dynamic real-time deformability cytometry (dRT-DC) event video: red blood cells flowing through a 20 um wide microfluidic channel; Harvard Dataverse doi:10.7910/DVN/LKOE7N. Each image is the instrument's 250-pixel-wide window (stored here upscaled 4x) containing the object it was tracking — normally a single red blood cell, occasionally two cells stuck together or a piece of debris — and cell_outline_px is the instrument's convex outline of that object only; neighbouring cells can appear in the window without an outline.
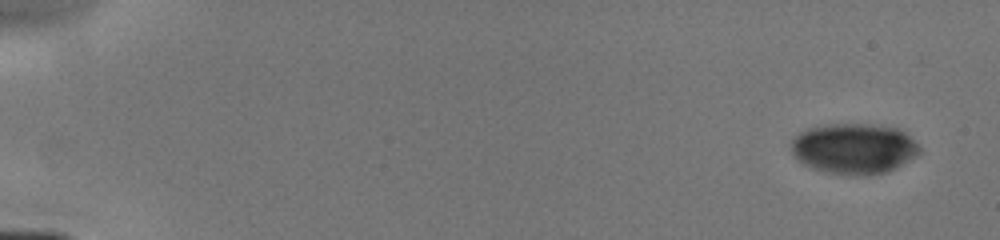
{"species": "human", "species_latin": "Homo sapiens", "temperature_condition": "cold", "stored_images_in_passage": 5, "camera_frame_rate_fps": 3000, "um_per_image_px": 0.085, "donor": {"sex": "male"}, "frame": {"image": 1, "passage_image": 1, "time_ms": 0.0, "image_size_px": [1000, 240], "cell_outline_px": [[920, 152], [896, 168], [888, 172], [864, 176], [852, 176], [824, 172], [812, 168], [804, 164], [792, 152], [792, 140], [800, 132], [808, 128], [824, 124], [872, 124], [896, 128], [904, 132], [920, 148]], "centroid_in_image_um": [72.57, 12.64], "position_along_channel_um": 12.4, "area_um2": 37.74}}
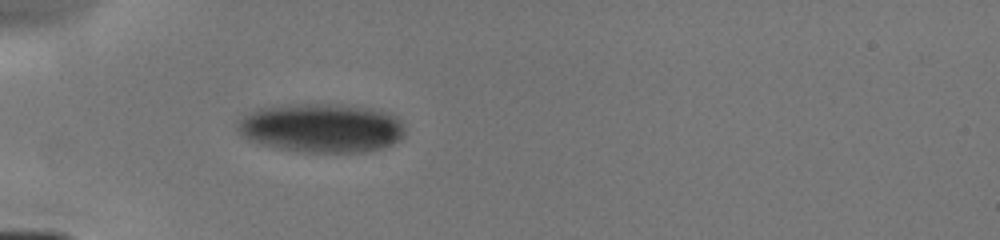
{"frame": {"image": 2, "passage_image": 5, "time_ms": 4.667, "image_size_px": [1000, 240], "cell_outline_px": [[404, 136], [392, 144], [384, 148], [368, 152], [300, 152], [260, 144], [248, 140], [236, 128], [236, 124], [244, 116], [256, 108], [288, 104], [340, 104], [372, 108], [388, 112], [396, 116], [400, 120], [404, 128]], "centroid_in_image_um": [27.34, 10.87], "position_along_channel_um": 57.7, "area_um2": 48.26}}